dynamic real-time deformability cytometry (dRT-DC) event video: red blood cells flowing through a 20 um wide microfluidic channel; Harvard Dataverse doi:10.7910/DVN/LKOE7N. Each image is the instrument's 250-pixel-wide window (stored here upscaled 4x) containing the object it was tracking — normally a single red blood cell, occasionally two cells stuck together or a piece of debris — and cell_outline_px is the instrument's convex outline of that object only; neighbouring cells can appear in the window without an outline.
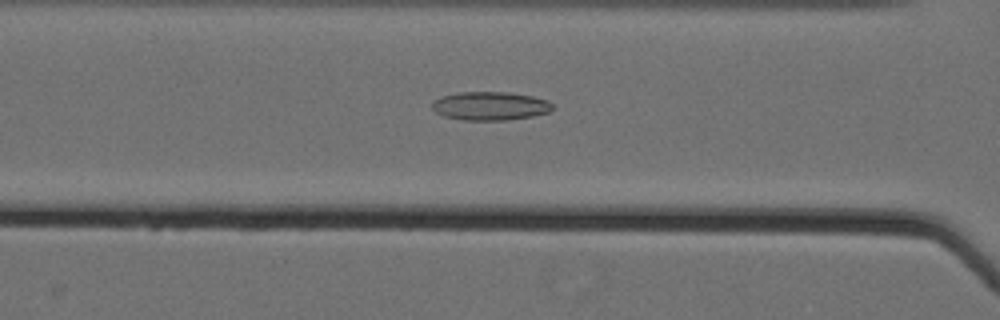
{"species": "Egyptian fruit bat (a non-hibernating species)", "species_latin": "Rousettus aegyptiacus", "temperature_condition": "cold", "stored_images_in_passage": 62, "camera_frame_rate_fps": 3000, "um_per_image_px": 0.085, "animal": {"sex": "female"}, "frame": {"image": 1, "passage_image": 31, "time_ms": 10.0, "image_size_px": [1000, 320], "cell_outline_px": [[552, 108], [548, 112], [532, 116], [508, 120], [464, 120], [444, 116], [436, 112], [432, 108], [432, 100], [456, 92], [508, 92], [532, 96], [548, 100], [552, 104]], "centroid_in_image_um": [41.65, 9.0], "position_along_channel_um": 125.0, "area_um2": 20.0}}
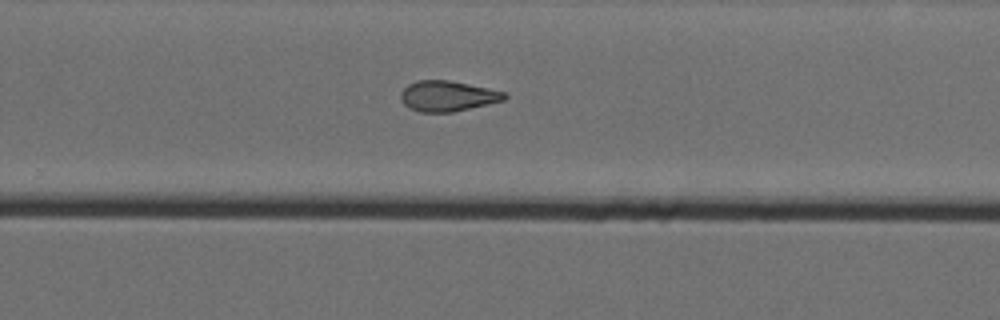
{"frame": {"image": 2, "passage_image": 45, "time_ms": 14.667, "image_size_px": [1000, 320], "cell_outline_px": [[508, 96], [504, 100], [488, 104], [452, 112], [420, 112], [408, 108], [400, 100], [400, 92], [408, 84], [416, 80], [448, 80], [488, 88], [504, 92]], "centroid_in_image_um": [38.0, 8.16], "position_along_channel_um": 291.8, "area_um2": 18.44}}
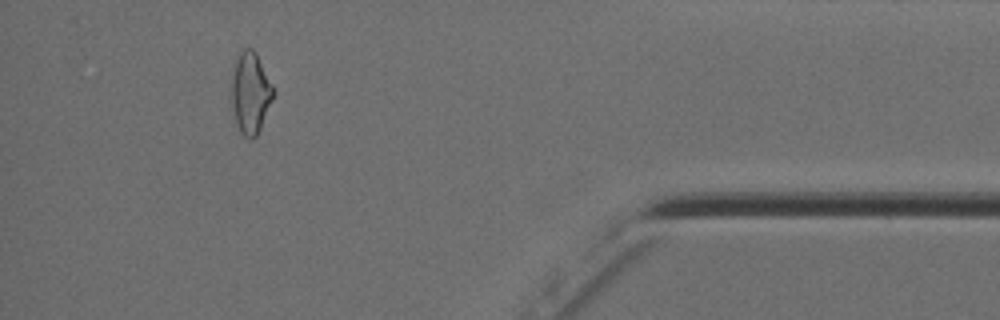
{"frame": {"image": 3, "passage_image": 58, "time_ms": 19.0, "image_size_px": [1000, 320], "cell_outline_px": [[272, 100], [260, 128], [256, 136], [252, 140], [244, 136], [240, 132], [232, 116], [232, 68], [240, 52], [244, 48], [252, 48], [256, 52], [272, 84]], "centroid_in_image_um": [21.25, 7.9], "position_along_channel_um": 413.9, "area_um2": 19.71}, "authors_computed_cell_mechanics": {"area_um2": 20.808, "velocity_mm_per_s": 3.5814, "shape_relaxation_time_tau1_ms": null, "shape_relaxation_time_tau2_ms": 4.235, "deformation_change_tau1": null, "deformation_change_tau2": 0.1256}}